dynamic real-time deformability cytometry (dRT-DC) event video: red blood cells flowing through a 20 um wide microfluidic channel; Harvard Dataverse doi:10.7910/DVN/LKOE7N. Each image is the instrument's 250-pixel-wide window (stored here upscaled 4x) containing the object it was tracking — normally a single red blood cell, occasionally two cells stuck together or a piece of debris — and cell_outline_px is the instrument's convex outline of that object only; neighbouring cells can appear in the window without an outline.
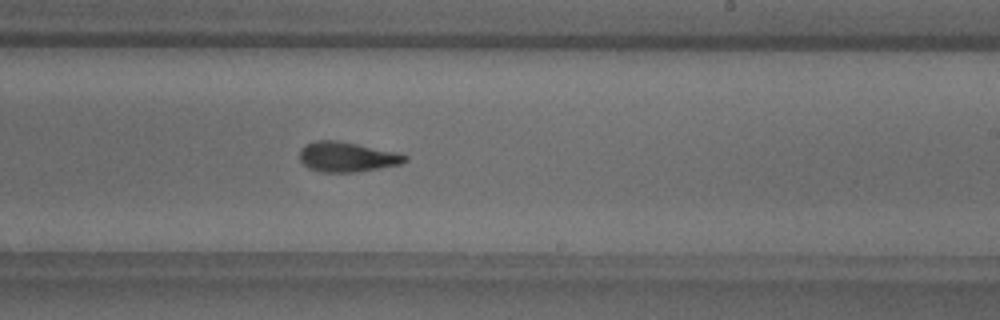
{"species": "common noctule bat (a hibernating species)", "species_latin": "Nyctalus noctula", "temperature_condition": "warm", "stored_images_in_passage": 35, "camera_frame_rate_fps": 3000, "um_per_image_px": 0.085, "animal": {"sex": "male", "body_mass_g": 18.8}, "frame": {"image": 1, "passage_image": 20, "time_ms": 6.333, "image_size_px": [1000, 320], "cell_outline_px": [[408, 160], [400, 164], [356, 172], [320, 172], [308, 168], [300, 160], [300, 148], [304, 144], [316, 140], [336, 140], [356, 144], [392, 152], [408, 156]], "centroid_in_image_um": [29.42, 13.34], "position_along_channel_um": 259.6, "area_um2": 18.15}, "authors_computed_cell_mechanics": {"area_um2": 18.3804, "velocity_mm_per_s": 3.8561, "shape_relaxation_time_tau1_ms": 3.4962, "shape_relaxation_time_tau2_ms": 2.6165, "deformation_change_tau1": 0.1506, "deformation_change_tau2": 0.1006}}